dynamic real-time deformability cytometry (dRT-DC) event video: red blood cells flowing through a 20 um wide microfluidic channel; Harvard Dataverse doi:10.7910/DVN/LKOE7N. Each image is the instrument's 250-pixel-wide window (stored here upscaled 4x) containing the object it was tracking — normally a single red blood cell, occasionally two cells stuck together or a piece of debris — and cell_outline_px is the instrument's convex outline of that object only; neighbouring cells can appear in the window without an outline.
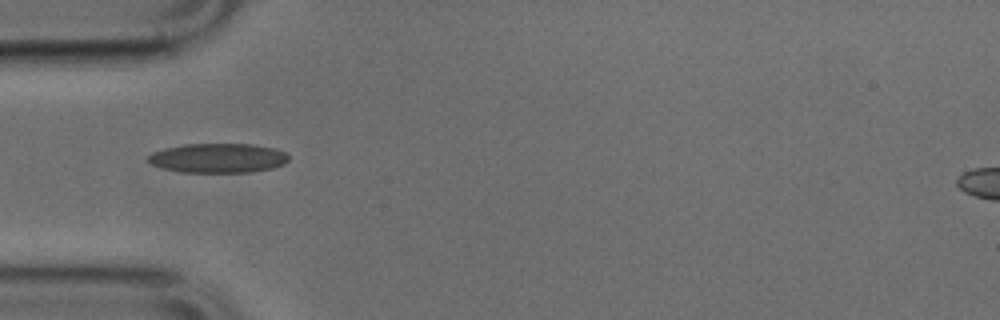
{"species": "common noctule bat (a hibernating species)", "species_latin": "Nyctalus noctula", "temperature_condition": "cold", "stored_images_in_passage": 29, "camera_frame_rate_fps": 3000, "um_per_image_px": 0.085, "animal": {"sex": "male", "body_mass_g": 17.9, "forearm_length_mm": 54.2}, "frame": {"image": 1, "passage_image": 1, "time_ms": 0.0, "image_size_px": [1000, 320], "cell_outline_px": [[288, 160], [284, 164], [272, 168], [252, 172], [180, 172], [164, 168], [152, 164], [144, 160], [152, 152], [164, 148], [184, 144], [252, 144], [276, 148], [284, 152], [288, 156]], "centroid_in_image_um": [18.51, 13.43], "position_along_channel_um": 66.5, "area_um2": 24.22}}
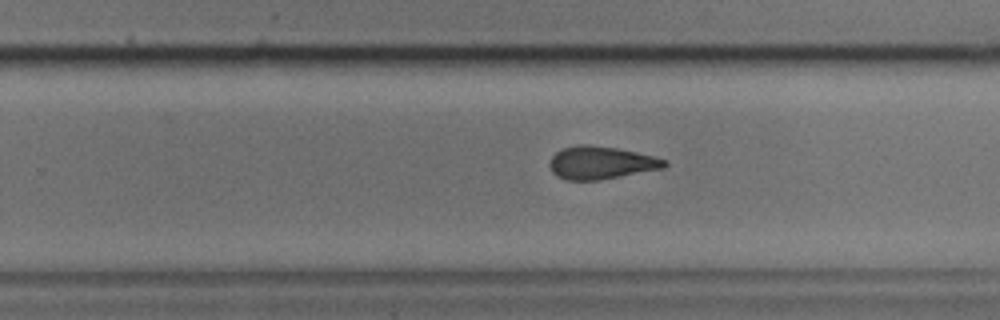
{"frame": {"image": 2, "passage_image": 17, "time_ms": 5.333, "image_size_px": [1000, 320], "cell_outline_px": [[668, 164], [664, 168], [600, 180], [564, 180], [556, 176], [552, 172], [548, 164], [552, 156], [556, 152], [564, 148], [580, 144], [588, 144], [616, 148], [656, 156], [668, 160]], "centroid_in_image_um": [51.09, 13.84], "position_along_channel_um": 278.7, "area_um2": 22.14}}
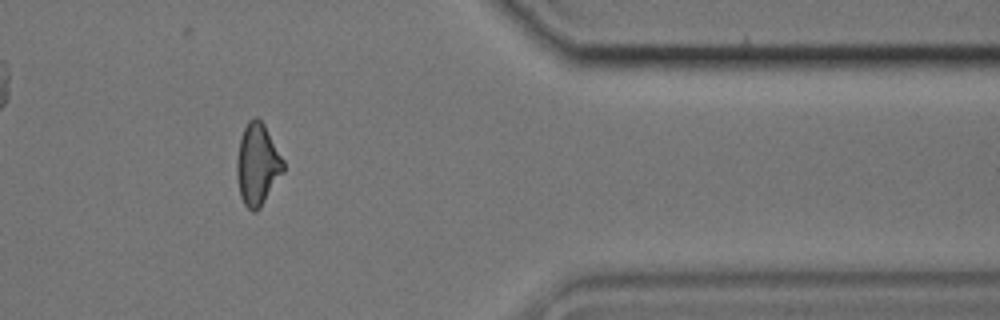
{"frame": {"image": 3, "passage_image": 27, "time_ms": 8.667, "image_size_px": [1000, 320], "cell_outline_px": [[284, 172], [260, 208], [256, 212], [252, 212], [244, 204], [240, 196], [236, 172], [236, 160], [240, 140], [244, 128], [248, 120], [256, 116], [264, 124], [284, 160]], "centroid_in_image_um": [21.88, 13.99], "position_along_channel_um": 389.5, "area_um2": 22.2}}